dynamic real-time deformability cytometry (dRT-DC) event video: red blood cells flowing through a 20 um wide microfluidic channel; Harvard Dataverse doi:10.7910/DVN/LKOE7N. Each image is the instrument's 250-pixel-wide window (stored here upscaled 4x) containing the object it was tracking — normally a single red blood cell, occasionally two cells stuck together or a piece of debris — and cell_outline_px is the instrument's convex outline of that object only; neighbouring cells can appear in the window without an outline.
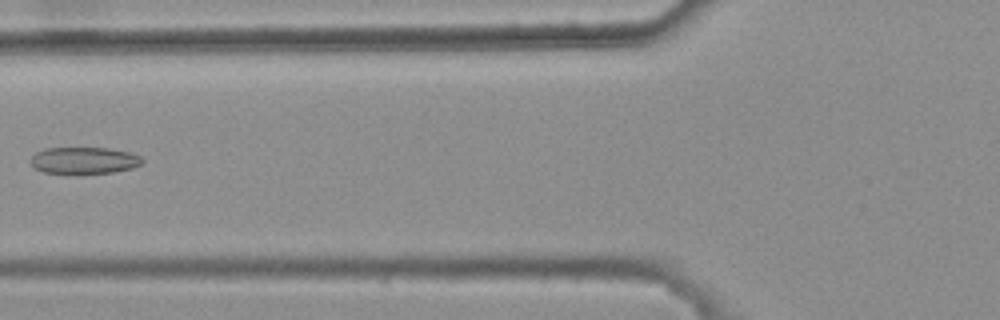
{"species": "common noctule bat (a hibernating species)", "species_latin": "Nyctalus noctula", "temperature_condition": "warm", "stored_images_in_passage": 7, "camera_frame_rate_fps": 3000, "um_per_image_px": 0.085, "animal": {"sex": "female", "body_mass_g": 25.1}, "frame": {"image": 1, "passage_image": 6, "time_ms": 1.667, "image_size_px": [1000, 320], "cell_outline_px": [[144, 160], [140, 164], [132, 168], [112, 172], [80, 176], [44, 172], [36, 168], [28, 160], [36, 152], [44, 148], [108, 148], [128, 152], [140, 156]], "centroid_in_image_um": [7.11, 13.67], "position_along_channel_um": 118.7, "area_um2": 17.92}}
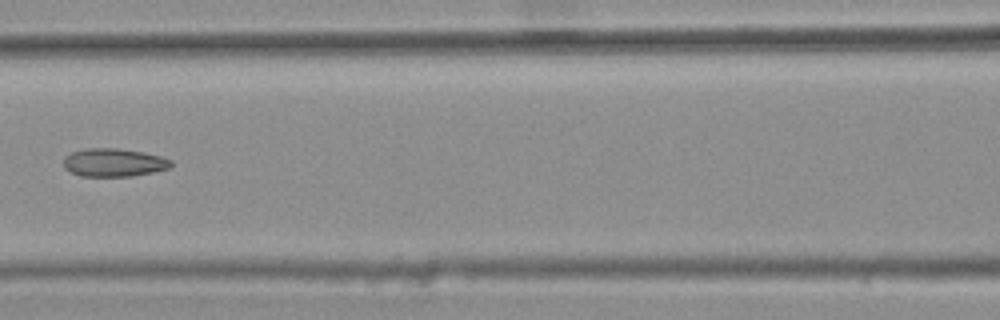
{"frame": {"image": 2, "passage_image": 7, "time_ms": 2.0, "image_size_px": [1000, 320], "cell_outline_px": [[172, 164], [168, 168], [152, 172], [132, 176], [80, 176], [64, 168], [64, 156], [72, 152], [84, 148], [116, 148], [140, 152], [160, 156], [172, 160]], "centroid_in_image_um": [9.64, 13.81], "position_along_channel_um": 157.0, "area_um2": 17.51}}